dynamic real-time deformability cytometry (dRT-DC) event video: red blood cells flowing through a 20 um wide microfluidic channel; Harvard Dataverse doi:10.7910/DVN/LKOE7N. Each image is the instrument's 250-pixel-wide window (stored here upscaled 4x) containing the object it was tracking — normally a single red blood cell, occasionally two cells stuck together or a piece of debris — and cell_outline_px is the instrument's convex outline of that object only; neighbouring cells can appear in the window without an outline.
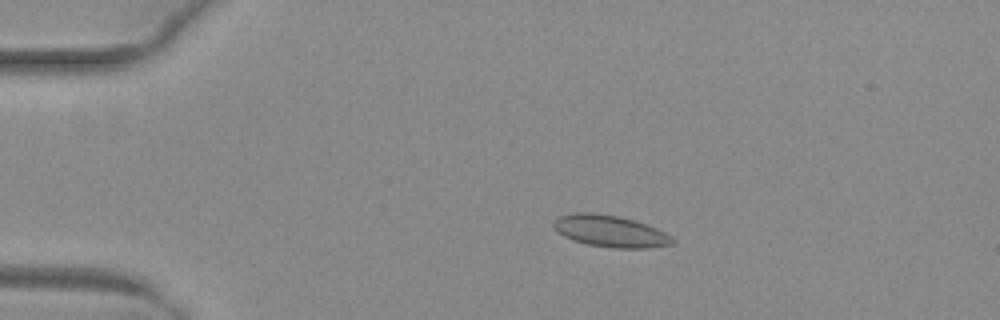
{"species": "common noctule bat (a hibernating species)", "species_latin": "Nyctalus noctula", "temperature_condition": "warm", "stored_images_in_passage": 51, "camera_frame_rate_fps": 3000, "um_per_image_px": 0.085, "animal": {"sex": "female", "body_mass_g": 29.2, "forearm_length_mm": 56.3}, "frame": {"image": 1, "passage_image": 10, "time_ms": 3.0, "image_size_px": [1000, 320], "cell_outline_px": [[676, 240], [672, 244], [648, 248], [612, 248], [588, 244], [572, 240], [564, 236], [552, 224], [560, 216], [576, 212], [592, 212], [620, 216], [636, 220], [648, 224], [672, 236]], "centroid_in_image_um": [51.92, 19.64], "position_along_channel_um": 33.1, "area_um2": 22.02}}
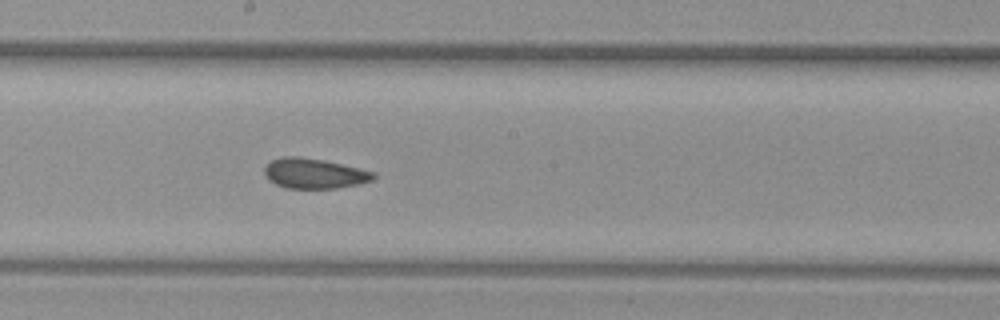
{"frame": {"image": 2, "passage_image": 28, "time_ms": 9.0, "image_size_px": [1000, 320], "cell_outline_px": [[376, 176], [372, 180], [356, 184], [336, 188], [288, 188], [276, 184], [268, 180], [264, 172], [264, 168], [272, 160], [284, 156], [300, 156], [324, 160], [360, 168], [376, 172]], "centroid_in_image_um": [26.71, 14.73], "position_along_channel_um": 221.5, "area_um2": 19.07}}
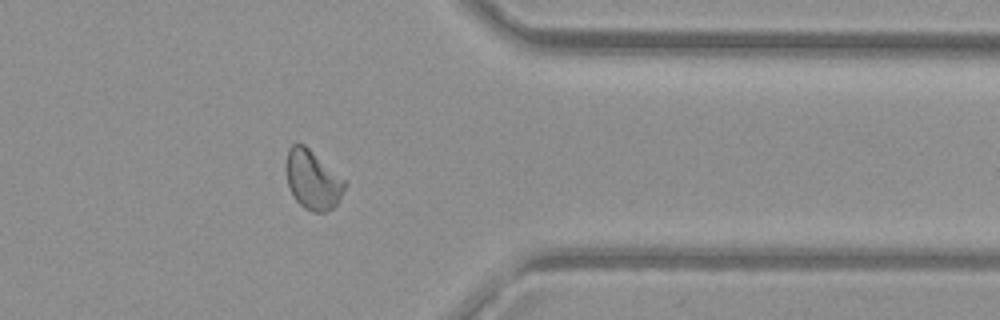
{"frame": {"image": 3, "passage_image": 41, "time_ms": 13.333, "image_size_px": [1000, 320], "cell_outline_px": [[348, 184], [340, 200], [332, 208], [324, 212], [312, 212], [304, 208], [296, 200], [288, 184], [284, 168], [284, 164], [288, 148], [292, 144], [304, 144], [344, 180]], "centroid_in_image_um": [26.55, 15.28], "position_along_channel_um": 384.8, "area_um2": 20.23}, "authors_computed_cell_mechanics": {"area_um2": 20.2878, "velocity_mm_per_s": 4.0266, "shape_relaxation_time_tau1_ms": null, "shape_relaxation_time_tau2_ms": 1.3618, "deformation_change_tau1": null, "deformation_change_tau2": 0.0529}}